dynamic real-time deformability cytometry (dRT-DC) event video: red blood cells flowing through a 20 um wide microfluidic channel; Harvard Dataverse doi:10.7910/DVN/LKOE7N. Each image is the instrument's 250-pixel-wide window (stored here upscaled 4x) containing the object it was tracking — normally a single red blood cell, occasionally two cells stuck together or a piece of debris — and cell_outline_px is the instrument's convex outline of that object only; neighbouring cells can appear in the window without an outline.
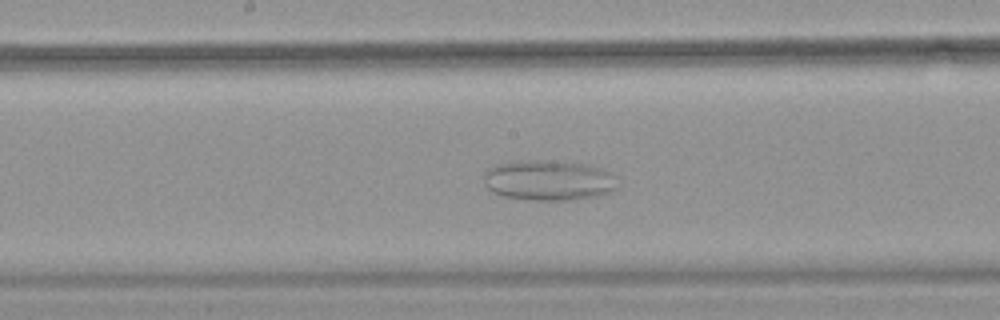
{"species": "common noctule bat (a hibernating species)", "species_latin": "Nyctalus noctula", "temperature_condition": "warm", "stored_images_in_passage": 36, "camera_frame_rate_fps": 3000, "um_per_image_px": 0.085, "animal": {"sex": "female", "body_mass_g": 18.4}, "frame": {"image": 1, "passage_image": 11, "time_ms": 3.333, "image_size_px": [1000, 320], "cell_outline_px": [[616, 188], [600, 196], [576, 200], [532, 200], [504, 196], [492, 192], [484, 184], [484, 176], [488, 168], [496, 164], [520, 160], [552, 160], [592, 164], [612, 172], [616, 176]], "centroid_in_image_um": [46.67, 15.31], "position_along_channel_um": 201.5, "area_um2": 32.08}}
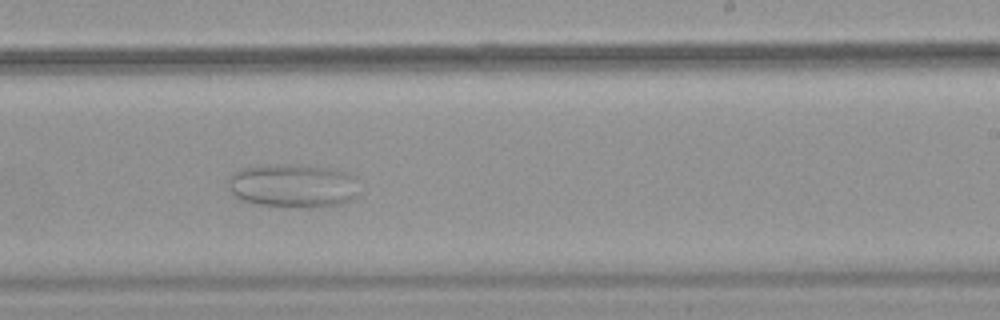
{"frame": {"image": 2, "passage_image": 16, "time_ms": 5.0, "image_size_px": [1000, 320], "cell_outline_px": [[356, 200], [340, 204], [308, 208], [296, 208], [260, 204], [240, 200], [228, 188], [228, 176], [232, 172], [240, 168], [276, 164], [292, 164], [340, 168], [348, 172], [352, 176], [356, 196]], "centroid_in_image_um": [24.88, 15.78], "position_along_channel_um": 264.1, "area_um2": 33.81}}